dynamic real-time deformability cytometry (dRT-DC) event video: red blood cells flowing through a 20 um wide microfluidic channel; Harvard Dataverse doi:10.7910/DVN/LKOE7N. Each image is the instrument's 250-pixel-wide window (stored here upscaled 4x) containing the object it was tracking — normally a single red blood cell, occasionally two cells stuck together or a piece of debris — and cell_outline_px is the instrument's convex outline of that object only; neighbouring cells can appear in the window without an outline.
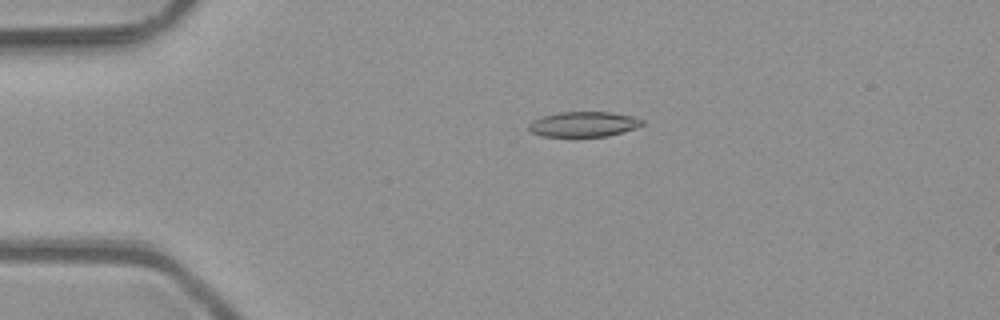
{"species": "common noctule bat (a hibernating species)", "species_latin": "Nyctalus noctula", "temperature_condition": "room temperature", "stored_images_in_passage": 50, "camera_frame_rate_fps": 3000, "um_per_image_px": 0.085, "animal": {"sex": "male", "body_mass_g": 23.1, "forearm_length_mm": 52.7}, "frame": {"image": 1, "passage_image": 11, "time_ms": 3.333, "image_size_px": [1000, 320], "cell_outline_px": [[644, 124], [636, 128], [608, 136], [540, 136], [532, 132], [528, 128], [528, 124], [544, 116], [560, 112], [612, 112], [632, 116], [644, 120]], "centroid_in_image_um": [49.65, 10.56], "position_along_channel_um": 35.4, "area_um2": 16.47}}
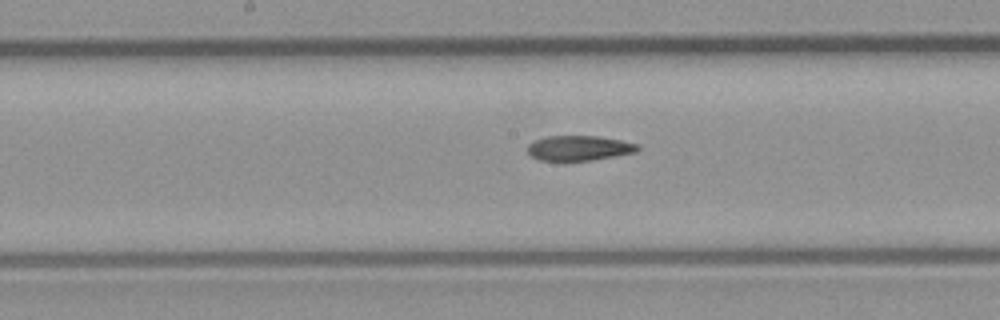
{"frame": {"image": 2, "passage_image": 26, "time_ms": 8.333, "image_size_px": [1000, 320], "cell_outline_px": [[640, 148], [636, 152], [592, 160], [564, 164], [540, 160], [532, 156], [528, 152], [528, 144], [536, 140], [548, 136], [596, 136], [620, 140], [640, 144]], "centroid_in_image_um": [49.2, 12.63], "position_along_channel_um": 199.0, "area_um2": 16.59}}
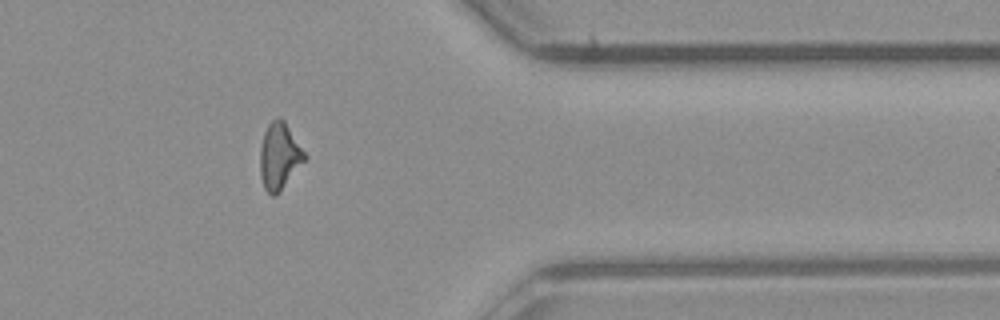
{"frame": {"image": 3, "passage_image": 41, "time_ms": 13.333, "image_size_px": [1000, 320], "cell_outline_px": [[308, 156], [280, 192], [276, 196], [272, 196], [264, 188], [260, 176], [260, 148], [264, 132], [268, 124], [272, 120], [280, 116], [284, 120]], "centroid_in_image_um": [23.74, 13.27], "position_along_channel_um": 387.7, "area_um2": 17.4}, "authors_computed_cell_mechanics": {"area_um2": 17.0799, "velocity_mm_per_s": 4.1008, "shape_relaxation_time_tau1_ms": null, "shape_relaxation_time_tau2_ms": 7.994, "deformation_change_tau1": null, "deformation_change_tau2": 0.2068}}